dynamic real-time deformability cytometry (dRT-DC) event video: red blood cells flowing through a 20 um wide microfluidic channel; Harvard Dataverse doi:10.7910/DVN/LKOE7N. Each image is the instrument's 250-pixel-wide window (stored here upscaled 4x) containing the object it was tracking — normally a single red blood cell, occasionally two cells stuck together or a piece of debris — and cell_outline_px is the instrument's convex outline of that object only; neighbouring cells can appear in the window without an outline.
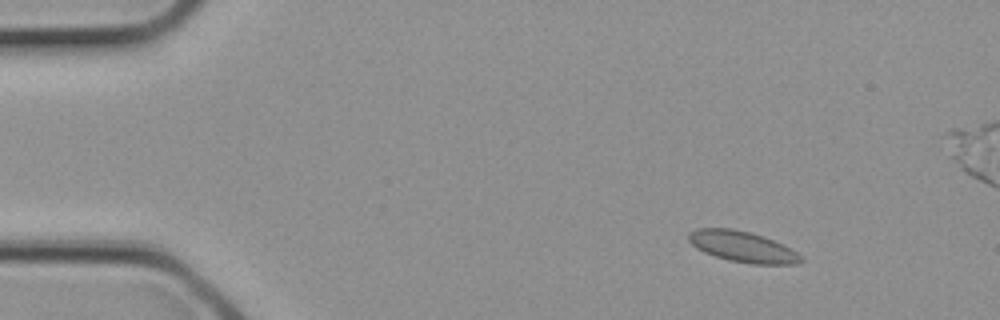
{"species": "common noctule bat (a hibernating species)", "species_latin": "Nyctalus noctula", "temperature_condition": "cold", "stored_images_in_passage": 3, "camera_frame_rate_fps": 3000, "um_per_image_px": 0.085, "animal": {"sex": "female", "body_mass_g": 21.9}, "frame": {"image": 1, "passage_image": 1, "time_ms": 0.0, "image_size_px": [1000, 320], "cell_outline_px": [[804, 260], [796, 264], [752, 264], [728, 260], [704, 252], [696, 248], [688, 240], [688, 232], [696, 228], [732, 228], [764, 236], [784, 244], [804, 256]], "centroid_in_image_um": [63.14, 20.97], "position_along_channel_um": 21.9, "area_um2": 20.4}}